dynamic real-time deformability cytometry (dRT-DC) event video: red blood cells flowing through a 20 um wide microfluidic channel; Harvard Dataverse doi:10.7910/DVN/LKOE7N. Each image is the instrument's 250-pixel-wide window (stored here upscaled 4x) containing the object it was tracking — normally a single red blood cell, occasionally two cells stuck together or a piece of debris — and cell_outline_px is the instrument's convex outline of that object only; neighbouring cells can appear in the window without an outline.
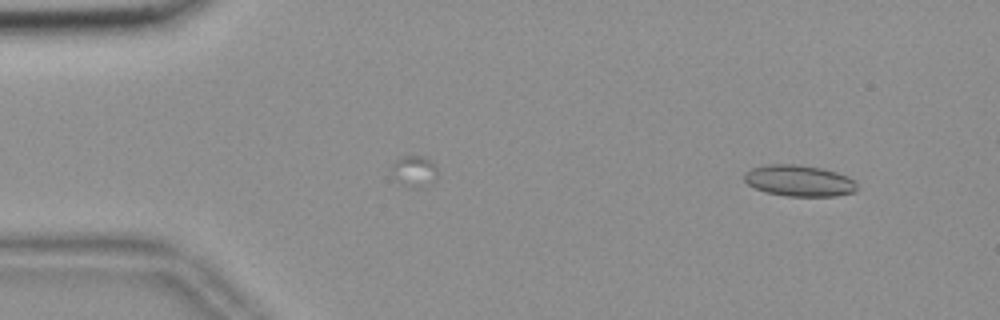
{"species": "common noctule bat (a hibernating species)", "species_latin": "Nyctalus noctula", "temperature_condition": "room temperature", "stored_images_in_passage": 47, "camera_frame_rate_fps": 3000, "um_per_image_px": 0.085, "animal": {"sex": "female", "body_mass_g": 18.4}, "frame": {"image": 1, "passage_image": 3, "time_ms": 0.667, "image_size_px": [1000, 320], "cell_outline_px": [[860, 188], [856, 192], [836, 196], [788, 196], [764, 192], [748, 184], [744, 180], [744, 172], [752, 168], [764, 164], [796, 164], [820, 168], [836, 172], [856, 180]], "centroid_in_image_um": [67.96, 15.36], "position_along_channel_um": 17.0, "area_um2": 20.81}}
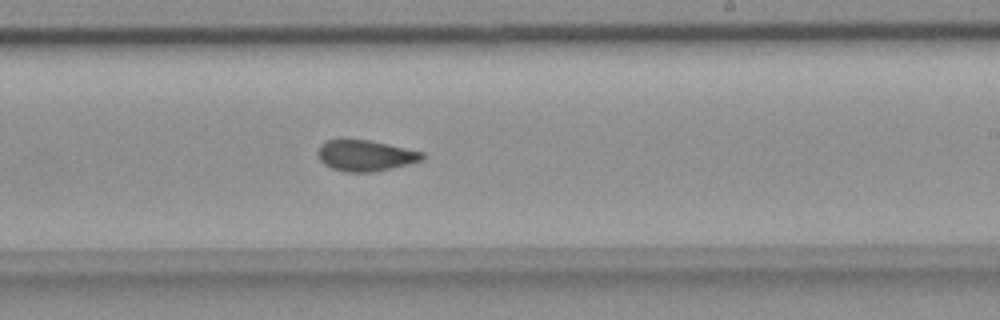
{"frame": {"image": 2, "passage_image": 31, "time_ms": 10.0, "image_size_px": [1000, 320], "cell_outline_px": [[424, 160], [376, 172], [344, 172], [332, 168], [324, 164], [320, 160], [320, 144], [324, 140], [368, 140], [388, 144], [424, 152]], "centroid_in_image_um": [31.1, 13.23], "position_along_channel_um": 257.9, "area_um2": 18.73}}
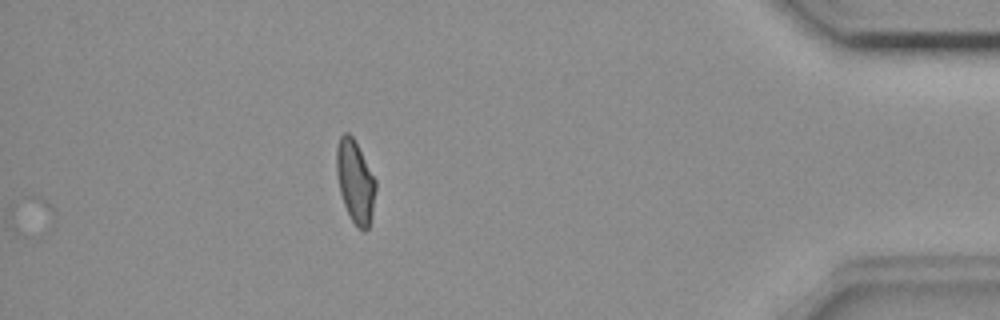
{"frame": {"image": 3, "passage_image": 47, "time_ms": 15.333, "image_size_px": [1000, 320], "cell_outline_px": [[376, 188], [372, 212], [368, 228], [364, 232], [356, 228], [344, 204], [340, 192], [336, 172], [336, 148], [340, 136], [344, 132], [348, 132], [352, 136], [376, 180]], "centroid_in_image_um": [30.18, 15.44], "position_along_channel_um": 405.0, "area_um2": 18.73}, "authors_computed_cell_mechanics": {"area_um2": 19.363, "velocity_mm_per_s": 3.6537, "shape_relaxation_time_tau1_ms": null, "shape_relaxation_time_tau2_ms": 2.1338, "deformation_change_tau1": null, "deformation_change_tau2": 0.0839}}